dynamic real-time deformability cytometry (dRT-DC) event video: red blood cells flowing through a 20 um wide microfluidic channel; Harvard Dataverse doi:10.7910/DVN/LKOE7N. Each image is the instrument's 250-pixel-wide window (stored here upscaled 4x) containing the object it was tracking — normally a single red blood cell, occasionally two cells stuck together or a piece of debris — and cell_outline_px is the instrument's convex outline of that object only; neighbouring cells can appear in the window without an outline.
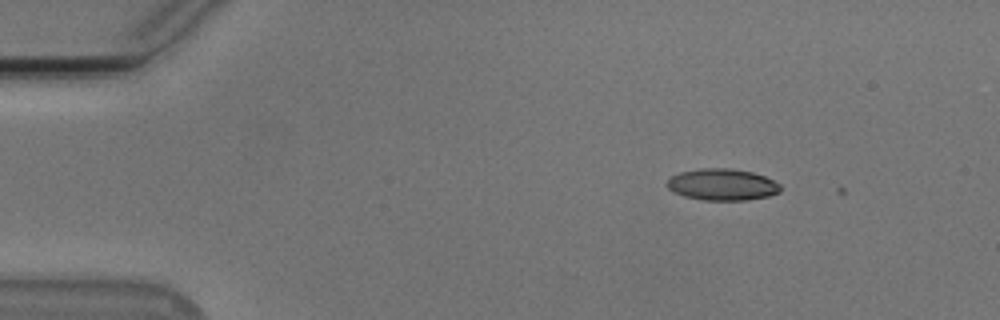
{"species": "Egyptian fruit bat (a non-hibernating species)", "species_latin": "Rousettus aegyptiacus", "temperature_condition": "cold", "stored_images_in_passage": 3, "camera_frame_rate_fps": 3000, "um_per_image_px": 0.085, "animal": {"sex": "male"}, "frame": {"image": 1, "passage_image": 1, "time_ms": 0.0, "image_size_px": [1000, 320], "cell_outline_px": [[780, 192], [768, 196], [748, 200], [704, 200], [684, 196], [668, 188], [668, 180], [672, 176], [680, 172], [700, 168], [728, 168], [752, 172], [764, 176], [780, 184]], "centroid_in_image_um": [61.41, 15.69], "position_along_channel_um": 23.6, "area_um2": 20.69}}